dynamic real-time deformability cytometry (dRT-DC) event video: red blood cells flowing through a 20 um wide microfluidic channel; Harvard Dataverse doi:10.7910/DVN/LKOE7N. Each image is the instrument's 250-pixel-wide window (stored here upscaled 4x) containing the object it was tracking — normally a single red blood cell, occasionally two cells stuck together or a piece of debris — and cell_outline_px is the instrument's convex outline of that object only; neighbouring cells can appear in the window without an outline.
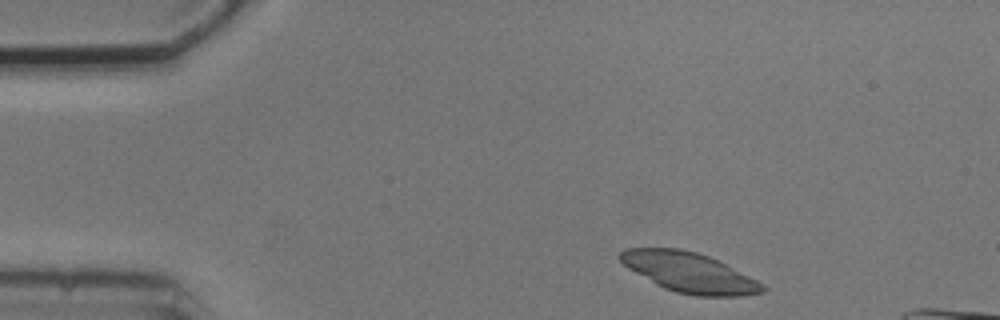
{"species": "common noctule bat (a hibernating species)", "species_latin": "Nyctalus noctula", "temperature_condition": "cold", "stored_images_in_passage": 5, "camera_frame_rate_fps": 3000, "um_per_image_px": 0.085, "animal": {"sex": "male", "body_mass_g": 20.5, "forearm_length_mm": 52.5}, "frame": {"image": 1, "passage_image": 1, "time_ms": 0.0, "image_size_px": [1000, 320], "cell_outline_px": [[768, 288], [764, 292], [744, 296], [696, 296], [676, 292], [664, 288], [656, 284], [628, 268], [616, 256], [624, 248], [680, 248], [696, 252], [708, 256], [764, 284]], "centroid_in_image_um": [58.57, 23.16], "position_along_channel_um": 26.4, "area_um2": 32.89}}